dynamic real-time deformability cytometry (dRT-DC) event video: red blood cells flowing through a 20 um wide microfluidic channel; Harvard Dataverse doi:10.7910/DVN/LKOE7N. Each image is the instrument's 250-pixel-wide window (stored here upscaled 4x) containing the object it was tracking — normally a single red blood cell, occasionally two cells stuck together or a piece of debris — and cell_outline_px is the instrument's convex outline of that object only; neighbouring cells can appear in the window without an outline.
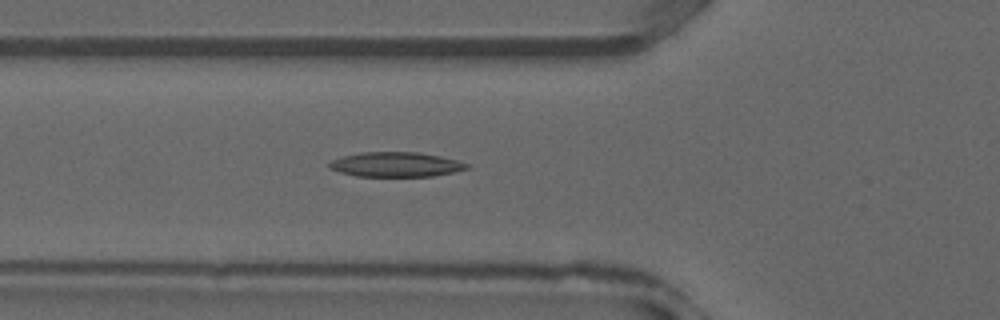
{"species": "common noctule bat (a hibernating species)", "species_latin": "Nyctalus noctula", "temperature_condition": "warm", "stored_images_in_passage": 36, "camera_frame_rate_fps": 3000, "um_per_image_px": 0.085, "animal": {"sex": "male", "forearm_length_mm": 52.5}, "frame": {"image": 1, "passage_image": 13, "time_ms": 4.0, "image_size_px": [1000, 320], "cell_outline_px": [[468, 168], [456, 172], [432, 176], [356, 176], [340, 172], [332, 168], [328, 164], [332, 160], [344, 156], [360, 152], [420, 152], [440, 156], [456, 160], [468, 164]], "centroid_in_image_um": [33.67, 13.98], "position_along_channel_um": 92.1, "area_um2": 19.65}}
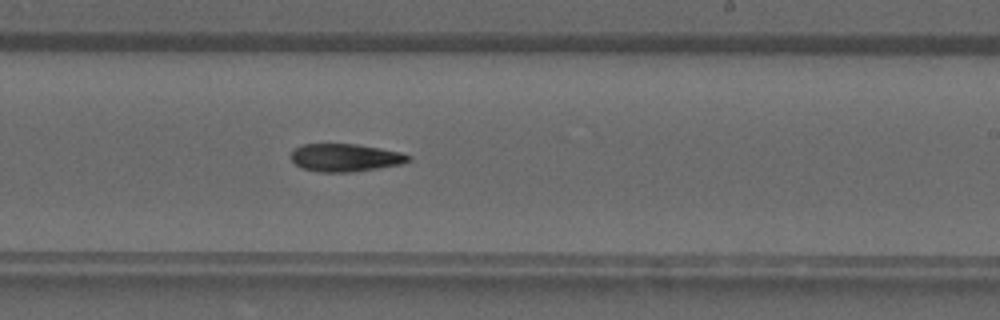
{"frame": {"image": 2, "passage_image": 22, "time_ms": 7.0, "image_size_px": [1000, 320], "cell_outline_px": [[412, 160], [400, 164], [352, 172], [320, 172], [300, 168], [292, 160], [292, 152], [296, 148], [304, 144], [356, 144], [380, 148], [400, 152], [412, 156]], "centroid_in_image_um": [29.36, 13.4], "position_along_channel_um": 259.6, "area_um2": 18.9}}
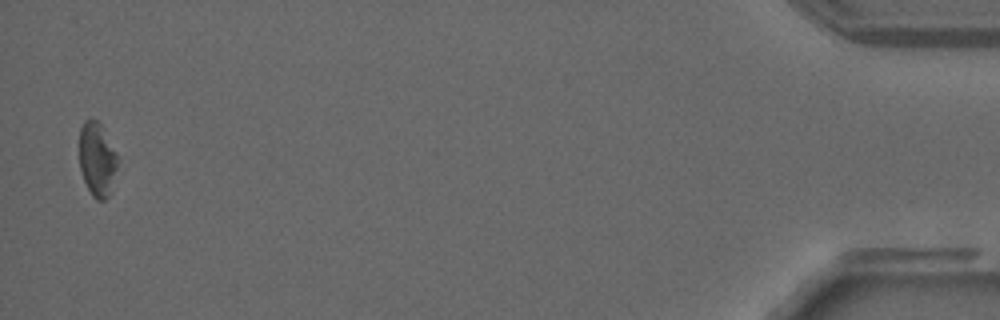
{"frame": {"image": 3, "passage_image": 36, "time_ms": 11.667, "image_size_px": [1000, 320], "cell_outline_px": [[116, 168], [112, 192], [104, 200], [96, 200], [92, 196], [84, 180], [80, 168], [80, 128], [84, 120], [92, 116], [100, 124], [116, 156]], "centroid_in_image_um": [8.23, 13.56], "position_along_channel_um": 427.0, "area_um2": 16.18}}